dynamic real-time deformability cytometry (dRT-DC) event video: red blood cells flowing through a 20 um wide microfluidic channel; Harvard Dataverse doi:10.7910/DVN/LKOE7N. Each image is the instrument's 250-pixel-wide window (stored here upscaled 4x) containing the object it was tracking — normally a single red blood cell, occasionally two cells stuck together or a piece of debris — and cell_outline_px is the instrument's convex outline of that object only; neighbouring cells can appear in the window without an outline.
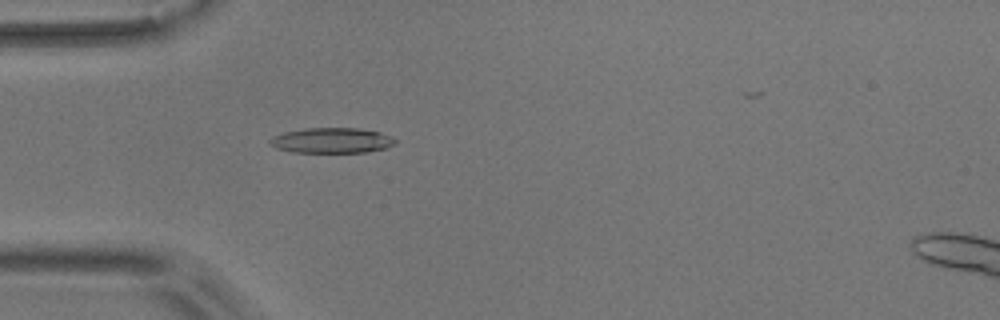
{"species": "common noctule bat (a hibernating species)", "species_latin": "Nyctalus noctula", "temperature_condition": "room temperature", "stored_images_in_passage": 1, "camera_frame_rate_fps": 3000, "um_per_image_px": 0.085, "animal": {"sex": "male", "body_mass_g": 17.9}, "frame": {"image": 1, "passage_image": 1, "time_ms": 0.0, "image_size_px": [1000, 320], "cell_outline_px": [[396, 144], [388, 148], [364, 152], [292, 152], [276, 148], [268, 144], [268, 140], [272, 136], [284, 132], [304, 128], [356, 128], [380, 132], [392, 136], [396, 140]], "centroid_in_image_um": [28.19, 11.94], "position_along_channel_um": 56.8, "area_um2": 18.67}}